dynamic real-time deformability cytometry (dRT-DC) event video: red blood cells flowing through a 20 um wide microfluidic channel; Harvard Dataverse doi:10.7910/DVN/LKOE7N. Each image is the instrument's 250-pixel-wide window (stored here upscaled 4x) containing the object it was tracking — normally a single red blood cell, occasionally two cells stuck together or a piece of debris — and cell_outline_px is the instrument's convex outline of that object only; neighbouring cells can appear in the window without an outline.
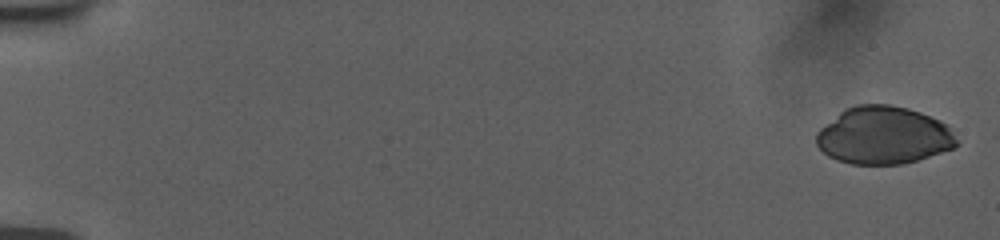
{"species": "human", "species_latin": "Homo sapiens", "temperature_condition": "room temperature", "stored_images_in_passage": 23, "camera_frame_rate_fps": 3000, "um_per_image_px": 0.085, "donor": {"sex": "female"}, "frame": {"image": 1, "passage_image": 1, "time_ms": 0.0, "image_size_px": [1000, 240], "cell_outline_px": [[960, 144], [952, 148], [916, 160], [900, 164], [852, 164], [836, 160], [828, 156], [816, 144], [816, 132], [820, 128], [844, 108], [856, 104], [888, 104], [908, 108], [920, 112], [940, 120], [948, 128]], "centroid_in_image_um": [75.06, 11.5], "position_along_channel_um": 9.9, "area_um2": 46.93}}
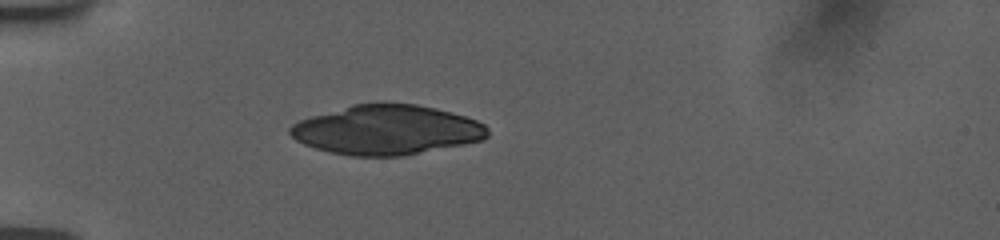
{"frame": {"image": 2, "passage_image": 10, "time_ms": 5.333, "image_size_px": [1000, 240], "cell_outline_px": [[488, 136], [484, 140], [404, 156], [352, 156], [332, 152], [316, 148], [304, 144], [296, 140], [288, 132], [288, 128], [292, 124], [300, 120], [312, 116], [352, 104], [416, 104], [436, 108], [464, 116], [476, 120], [484, 124], [488, 128]], "centroid_in_image_um": [32.88, 11.05], "position_along_channel_um": 52.1, "area_um2": 56.76}}